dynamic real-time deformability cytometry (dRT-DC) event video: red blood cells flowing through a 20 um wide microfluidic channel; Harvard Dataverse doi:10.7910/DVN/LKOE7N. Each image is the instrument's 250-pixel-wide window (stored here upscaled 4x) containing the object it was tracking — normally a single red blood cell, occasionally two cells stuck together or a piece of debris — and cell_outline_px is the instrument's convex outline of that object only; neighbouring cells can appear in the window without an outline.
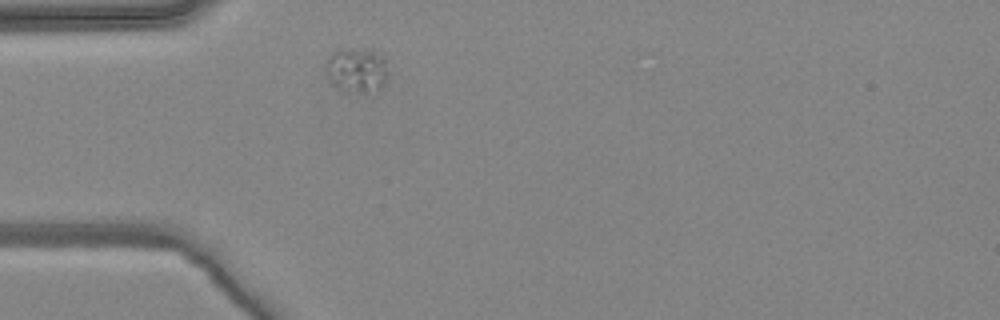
{"species": "common noctule bat (a hibernating species)", "species_latin": "Nyctalus noctula", "temperature_condition": "warm", "stored_images_in_passage": 1, "camera_frame_rate_fps": 3000, "um_per_image_px": 0.085, "animal": {"sex": "female", "body_mass_g": 24.6, "forearm_length_mm": 56.2}, "frame": {"image": 1, "passage_image": 1, "time_ms": 0.0, "image_size_px": [1000, 320], "cell_outline_px": [[388, 76], [384, 84], [380, 88], [368, 96], [344, 92], [332, 84], [324, 68], [328, 56], [332, 52], [340, 48], [372, 52], [384, 56], [388, 72]], "centroid_in_image_um": [30.31, 6.04], "position_along_channel_um": 54.7, "area_um2": 16.76}}